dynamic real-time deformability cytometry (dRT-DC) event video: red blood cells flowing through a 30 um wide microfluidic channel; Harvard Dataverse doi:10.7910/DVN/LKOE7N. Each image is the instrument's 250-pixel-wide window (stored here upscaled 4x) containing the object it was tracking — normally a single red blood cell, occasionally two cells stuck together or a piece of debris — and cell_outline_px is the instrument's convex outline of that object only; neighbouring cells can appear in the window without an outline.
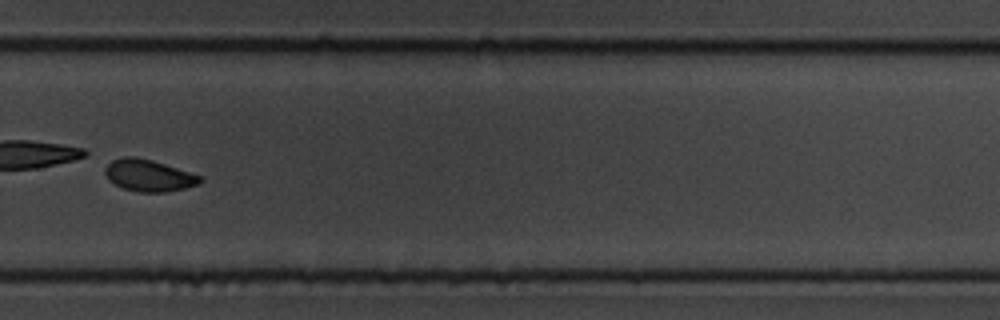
{"species": "common noctule bat (a hibernating species)", "species_latin": "Nyctalus noctula", "temperature_condition": "cold", "stored_images_in_passage": 12, "camera_frame_rate_fps": 3000, "um_per_image_px": 0.085, "animal": {"sex": "male", "body_mass_g": 19.5, "forearm_length_mm": 54.6}, "frame": {"image": 1, "passage_image": 12, "time_ms": 13.0, "image_size_px": [1000, 320], "cell_outline_px": [[204, 180], [200, 184], [168, 192], [140, 192], [120, 188], [108, 180], [104, 172], [104, 164], [112, 160], [124, 156], [136, 156], [152, 160], [200, 176]], "centroid_in_image_um": [12.57, 14.91], "position_along_channel_um": 317.2, "area_um2": 17.8}}